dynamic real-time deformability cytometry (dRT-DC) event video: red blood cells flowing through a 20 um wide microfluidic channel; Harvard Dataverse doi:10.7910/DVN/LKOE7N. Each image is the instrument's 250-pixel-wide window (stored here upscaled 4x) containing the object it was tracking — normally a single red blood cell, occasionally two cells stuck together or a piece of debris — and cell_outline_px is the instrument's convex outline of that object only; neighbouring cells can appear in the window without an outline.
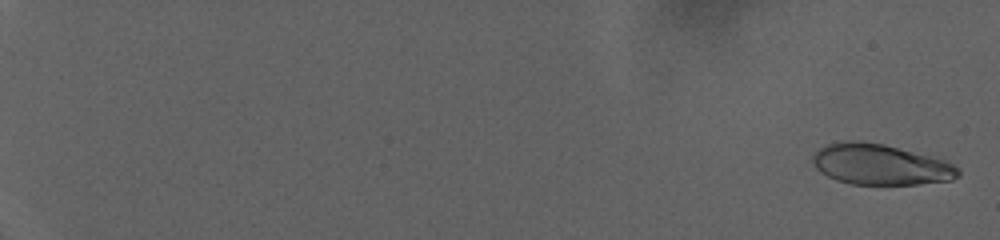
{"species": "human", "species_latin": "Homo sapiens", "temperature_condition": "warm", "stored_images_in_passage": 82, "camera_frame_rate_fps": 3000, "um_per_image_px": 0.085, "donor": {"sex": "female"}, "frame": {"image": 1, "passage_image": 3, "time_ms": 0.667, "image_size_px": [1000, 240], "cell_outline_px": [[960, 176], [952, 180], [916, 184], [852, 184], [836, 180], [820, 172], [816, 168], [812, 160], [812, 156], [820, 148], [828, 144], [844, 140], [860, 140], [884, 144], [944, 160], [952, 164], [960, 172]], "centroid_in_image_um": [74.8, 13.98], "position_along_channel_um": 10.2, "area_um2": 34.33}}
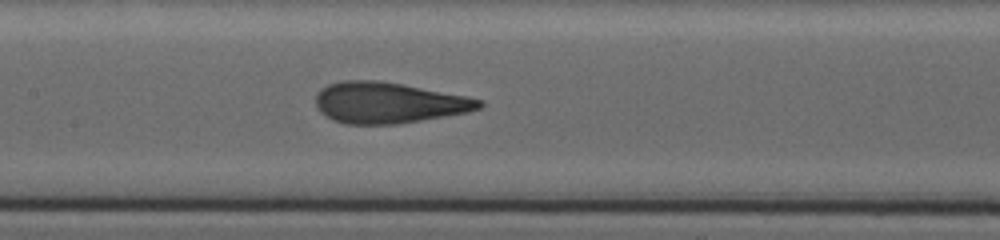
{"frame": {"image": 2, "passage_image": 48, "time_ms": 15.667, "image_size_px": [1000, 240], "cell_outline_px": [[484, 104], [480, 108], [468, 112], [396, 124], [344, 124], [332, 120], [320, 112], [316, 108], [316, 92], [320, 88], [328, 84], [344, 80], [376, 80], [400, 84], [468, 96], [484, 100]], "centroid_in_image_um": [32.99, 8.73], "position_along_channel_um": 174.4, "area_um2": 39.07}}
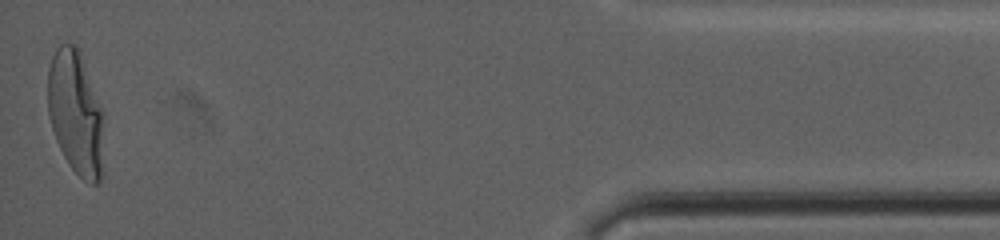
{"frame": {"image": 3, "passage_image": 82, "time_ms": 27.0, "image_size_px": [1000, 240], "cell_outline_px": [[104, 172], [100, 184], [92, 184], [84, 180], [68, 164], [56, 140], [52, 128], [48, 112], [48, 68], [52, 56], [56, 48], [60, 44], [76, 44], [80, 48], [104, 112]], "centroid_in_image_um": [6.49, 9.61], "position_along_channel_um": 428.7, "area_um2": 41.79}, "authors_computed_cell_mechanics": {"area_um2": 37.6567, "velocity_mm_per_s": 2.7746, "shape_relaxation_time_tau1_ms": 7.2562, "shape_relaxation_time_tau2_ms": null, "deformation_change_tau1": 0.2593, "deformation_change_tau2": null}}